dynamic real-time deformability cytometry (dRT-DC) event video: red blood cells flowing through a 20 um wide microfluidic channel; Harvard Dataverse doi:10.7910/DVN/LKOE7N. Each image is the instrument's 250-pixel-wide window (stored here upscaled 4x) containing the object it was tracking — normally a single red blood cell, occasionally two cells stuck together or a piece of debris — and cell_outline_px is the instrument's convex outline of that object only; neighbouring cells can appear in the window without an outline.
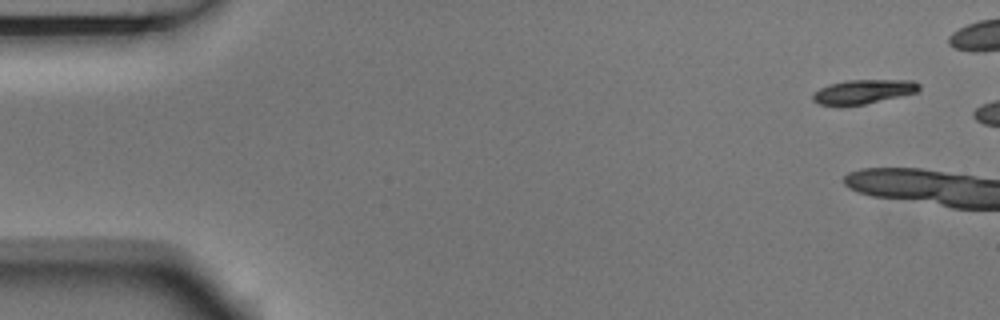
{"species": "Egyptian fruit bat (a non-hibernating species)", "species_latin": "Rousettus aegyptiacus", "temperature_condition": "room temperature", "stored_images_in_passage": 6, "camera_frame_rate_fps": 3000, "um_per_image_px": 0.085, "animal": {"sex": "male"}, "frame": {"image": 1, "passage_image": 1, "time_ms": 0.0, "image_size_px": [1000, 320], "cell_outline_px": [[920, 88], [916, 92], [864, 104], [820, 104], [812, 100], [812, 92], [828, 84], [848, 80], [912, 80], [920, 84]], "centroid_in_image_um": [73.37, 7.76], "position_along_channel_um": 11.6, "area_um2": 14.62}}